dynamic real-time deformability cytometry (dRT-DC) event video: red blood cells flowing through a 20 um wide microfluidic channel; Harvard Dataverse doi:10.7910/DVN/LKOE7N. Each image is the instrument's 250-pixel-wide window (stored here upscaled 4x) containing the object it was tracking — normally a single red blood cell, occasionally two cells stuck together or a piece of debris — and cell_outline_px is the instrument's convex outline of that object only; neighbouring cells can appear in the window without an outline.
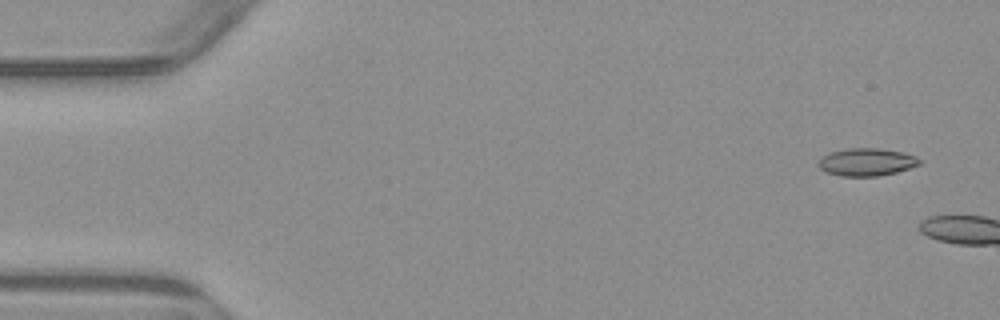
{"species": "common noctule bat (a hibernating species)", "species_latin": "Nyctalus noctula", "temperature_condition": "warm", "stored_images_in_passage": 2, "camera_frame_rate_fps": 3000, "um_per_image_px": 0.085, "animal": {"sex": "male", "body_mass_g": 23.1, "forearm_length_mm": 52.7}, "frame": {"image": 1, "passage_image": 1, "time_ms": 0.0, "image_size_px": [1000, 320], "cell_outline_px": [[920, 164], [896, 172], [876, 176], [840, 176], [824, 172], [816, 164], [828, 152], [848, 148], [880, 148], [900, 152], [916, 156], [920, 160]], "centroid_in_image_um": [73.61, 13.77], "position_along_channel_um": 11.4, "area_um2": 16.24}}